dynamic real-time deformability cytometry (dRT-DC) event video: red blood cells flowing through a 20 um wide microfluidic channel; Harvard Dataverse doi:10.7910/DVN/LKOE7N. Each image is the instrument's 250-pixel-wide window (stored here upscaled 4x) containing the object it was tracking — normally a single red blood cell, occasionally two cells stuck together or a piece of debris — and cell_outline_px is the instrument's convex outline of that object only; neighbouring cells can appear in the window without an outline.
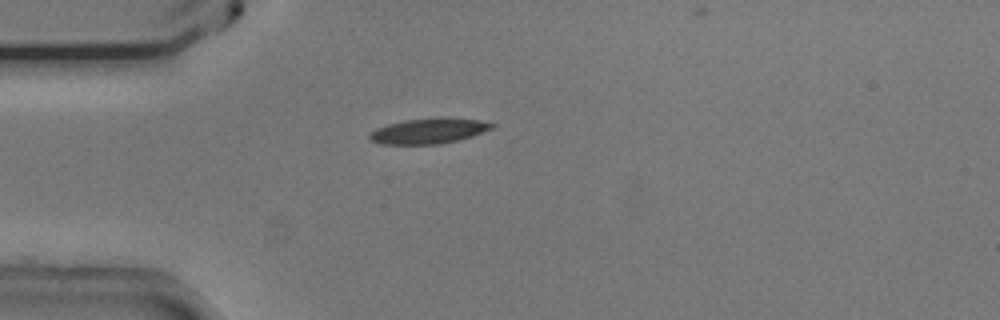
{"species": "common noctule bat (a hibernating species)", "species_latin": "Nyctalus noctula", "temperature_condition": "cold", "stored_images_in_passage": 36, "camera_frame_rate_fps": 3000, "um_per_image_px": 0.085, "animal": {"sex": "male", "body_mass_g": 20.5, "forearm_length_mm": 52.5}, "frame": {"image": 1, "passage_image": 1, "time_ms": 0.0, "image_size_px": [1000, 320], "cell_outline_px": [[496, 124], [492, 128], [472, 136], [440, 144], [380, 144], [368, 140], [368, 132], [376, 128], [388, 124], [404, 120], [436, 116], [444, 116], [480, 120]], "centroid_in_image_um": [36.4, 11.11], "position_along_channel_um": 48.6, "area_um2": 18.5}}
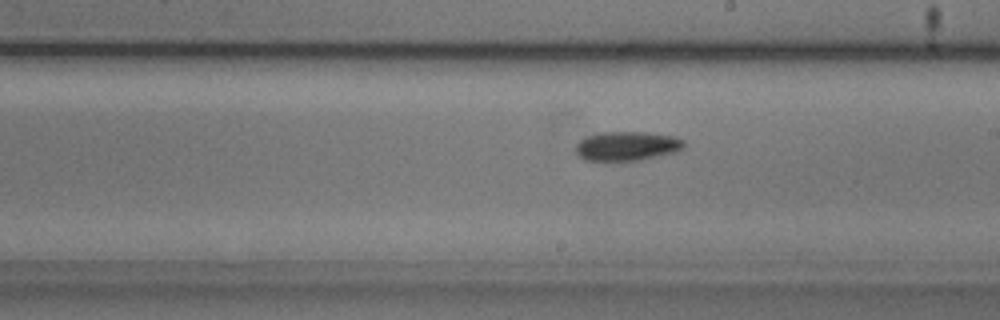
{"frame": {"image": 2, "passage_image": 17, "time_ms": 5.333, "image_size_px": [1000, 320], "cell_outline_px": [[684, 148], [676, 152], [640, 160], [584, 160], [576, 152], [576, 144], [580, 140], [588, 136], [600, 132], [644, 132], [672, 136], [684, 140]], "centroid_in_image_um": [53.3, 12.41], "position_along_channel_um": 235.7, "area_um2": 18.26}}
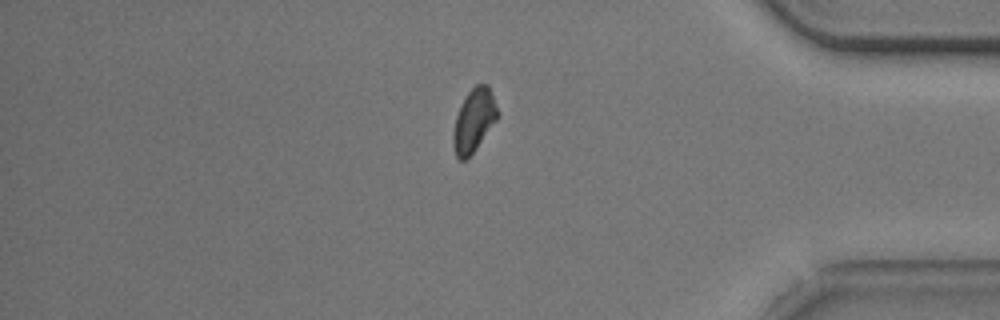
{"frame": {"image": 3, "passage_image": 32, "time_ms": 10.333, "image_size_px": [1000, 320], "cell_outline_px": [[500, 116], [476, 148], [464, 160], [460, 160], [456, 156], [452, 144], [452, 132], [456, 116], [460, 104], [468, 92], [476, 84], [488, 84], [500, 112]], "centroid_in_image_um": [40.29, 10.21], "position_along_channel_um": 394.9, "area_um2": 16.47}, "authors_computed_cell_mechanics": {"area_um2": 17.6868, "velocity_mm_per_s": 3.7406, "shape_relaxation_time_tau1_ms": 4.2872, "shape_relaxation_time_tau2_ms": null, "deformation_change_tau1": 0.1234, "deformation_change_tau2": null}}